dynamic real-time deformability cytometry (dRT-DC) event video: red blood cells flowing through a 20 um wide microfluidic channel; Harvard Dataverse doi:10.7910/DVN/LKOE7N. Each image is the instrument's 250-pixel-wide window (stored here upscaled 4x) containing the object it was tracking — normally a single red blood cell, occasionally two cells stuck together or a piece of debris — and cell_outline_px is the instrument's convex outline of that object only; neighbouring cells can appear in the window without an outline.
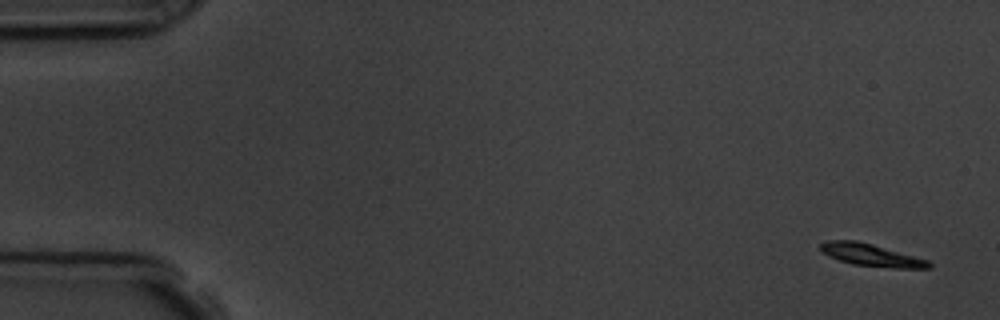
{"species": "common noctule bat (a hibernating species)", "species_latin": "Nyctalus noctula", "temperature_condition": "room temperature", "stored_images_in_passage": 4, "camera_frame_rate_fps": 3000, "um_per_image_px": 0.085, "animal": {"sex": "male", "body_mass_g": 19.5, "forearm_length_mm": 54.6}, "frame": {"image": 1, "passage_image": 1, "time_ms": 0.0, "image_size_px": [1000, 320], "cell_outline_px": [[932, 268], [892, 268], [852, 264], [828, 256], [820, 252], [820, 244], [824, 240], [856, 240], [872, 244], [928, 260], [932, 264]], "centroid_in_image_um": [74.01, 21.67], "position_along_channel_um": 11.0, "area_um2": 14.1}}
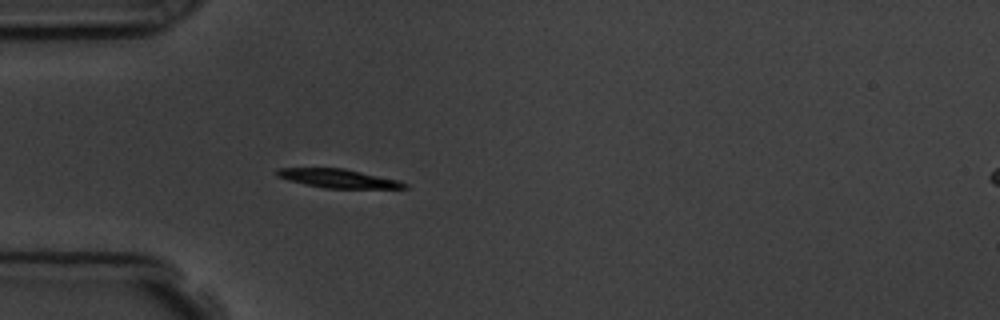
{"frame": {"image": 2, "passage_image": 4, "time_ms": 4.667, "image_size_px": [1000, 320], "cell_outline_px": [[408, 188], [324, 188], [288, 180], [276, 176], [276, 168], [344, 168], [400, 180], [408, 184]], "centroid_in_image_um": [28.77, 15.16], "position_along_channel_um": 56.2, "area_um2": 13.93}}